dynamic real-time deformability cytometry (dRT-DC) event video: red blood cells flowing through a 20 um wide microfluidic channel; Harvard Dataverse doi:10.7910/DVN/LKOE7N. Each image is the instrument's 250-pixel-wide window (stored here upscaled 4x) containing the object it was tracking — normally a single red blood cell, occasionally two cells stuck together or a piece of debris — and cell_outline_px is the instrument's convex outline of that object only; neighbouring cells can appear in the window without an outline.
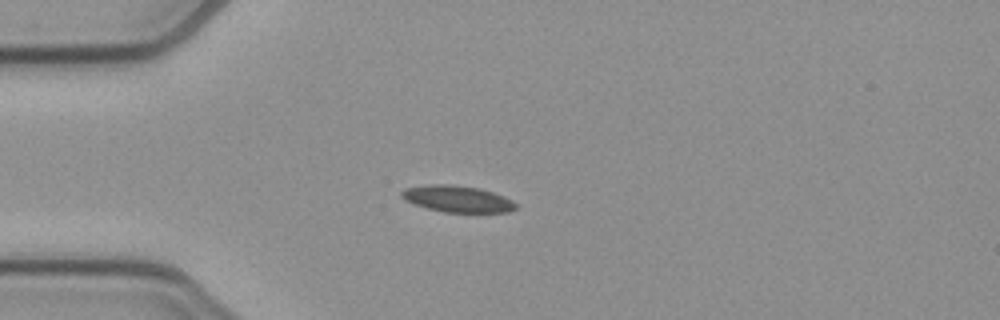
{"species": "common noctule bat (a hibernating species)", "species_latin": "Nyctalus noctula", "temperature_condition": "cold", "stored_images_in_passage": 40, "camera_frame_rate_fps": 3000, "um_per_image_px": 0.085, "animal": {"sex": "female", "body_mass_g": 21.9}, "frame": {"image": 1, "passage_image": 1, "time_ms": 0.0, "image_size_px": [1000, 320], "cell_outline_px": [[516, 208], [508, 212], [444, 212], [412, 204], [404, 200], [400, 196], [400, 192], [404, 188], [432, 184], [448, 184], [480, 188], [504, 196], [512, 200], [516, 204]], "centroid_in_image_um": [38.84, 16.9], "position_along_channel_um": 46.2, "area_um2": 17.69}}
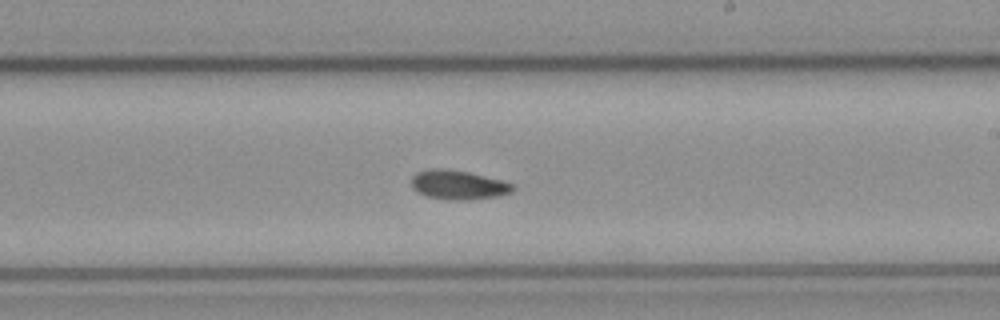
{"frame": {"image": 2, "passage_image": 18, "time_ms": 5.667, "image_size_px": [1000, 320], "cell_outline_px": [[516, 188], [512, 192], [496, 196], [468, 200], [448, 200], [428, 196], [416, 192], [412, 188], [412, 176], [416, 172], [432, 168], [440, 168], [468, 172], [500, 180], [512, 184]], "centroid_in_image_um": [38.92, 15.72], "position_along_channel_um": 250.1, "area_um2": 17.17}}
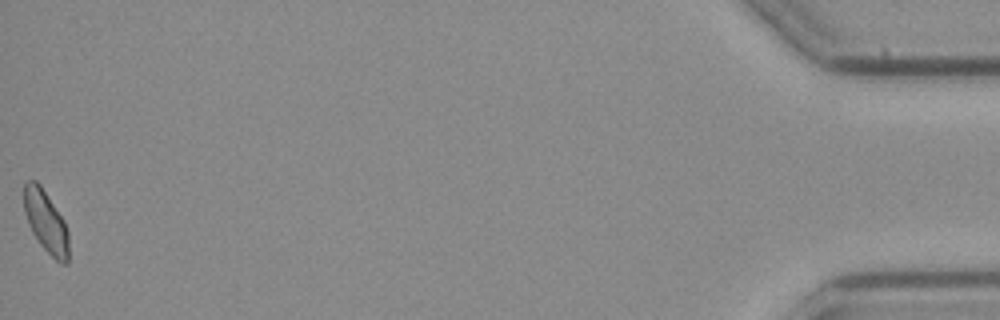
{"frame": {"image": 3, "passage_image": 40, "time_ms": 13.0, "image_size_px": [1000, 320], "cell_outline_px": [[68, 264], [60, 264], [40, 244], [32, 232], [28, 224], [24, 212], [24, 184], [28, 180], [36, 180], [40, 184], [64, 220], [68, 232]], "centroid_in_image_um": [3.9, 18.84], "position_along_channel_um": 431.3, "area_um2": 16.13}, "authors_computed_cell_mechanics": {"area_um2": 16.7042, "velocity_mm_per_s": 3.8922, "shape_relaxation_time_tau1_ms": null, "shape_relaxation_time_tau2_ms": 4.7711, "deformation_change_tau1": null, "deformation_change_tau2": 0.0883}}